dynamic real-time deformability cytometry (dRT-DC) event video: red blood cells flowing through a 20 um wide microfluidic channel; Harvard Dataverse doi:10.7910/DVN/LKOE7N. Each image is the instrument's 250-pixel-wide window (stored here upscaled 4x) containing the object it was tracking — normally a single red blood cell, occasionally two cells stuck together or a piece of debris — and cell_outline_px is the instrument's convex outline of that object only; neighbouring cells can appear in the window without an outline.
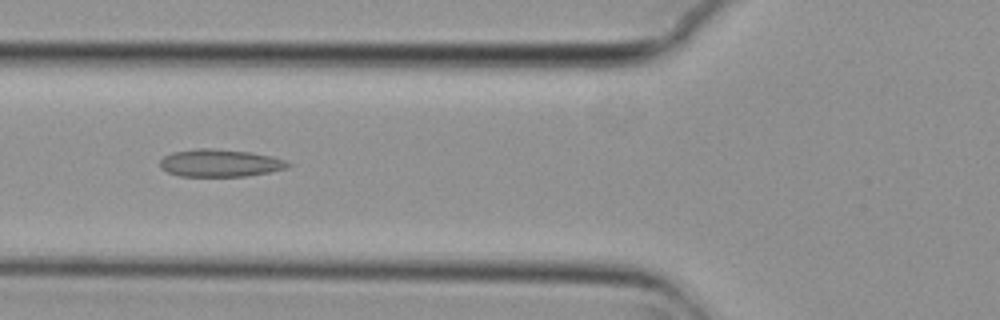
{"species": "common noctule bat (a hibernating species)", "species_latin": "Nyctalus noctula", "temperature_condition": "cold", "stored_images_in_passage": 6, "camera_frame_rate_fps": 3000, "um_per_image_px": 0.085, "animal": {"sex": "female", "body_mass_g": 29.2, "forearm_length_mm": 56.3}, "frame": {"image": 1, "passage_image": 6, "time_ms": 1.667, "image_size_px": [1000, 320], "cell_outline_px": [[292, 164], [288, 168], [248, 176], [180, 176], [168, 172], [160, 168], [160, 160], [164, 156], [172, 152], [196, 148], [212, 148], [248, 152], [272, 156], [284, 160]], "centroid_in_image_um": [18.68, 13.85], "position_along_channel_um": 107.1, "area_um2": 20.52}}